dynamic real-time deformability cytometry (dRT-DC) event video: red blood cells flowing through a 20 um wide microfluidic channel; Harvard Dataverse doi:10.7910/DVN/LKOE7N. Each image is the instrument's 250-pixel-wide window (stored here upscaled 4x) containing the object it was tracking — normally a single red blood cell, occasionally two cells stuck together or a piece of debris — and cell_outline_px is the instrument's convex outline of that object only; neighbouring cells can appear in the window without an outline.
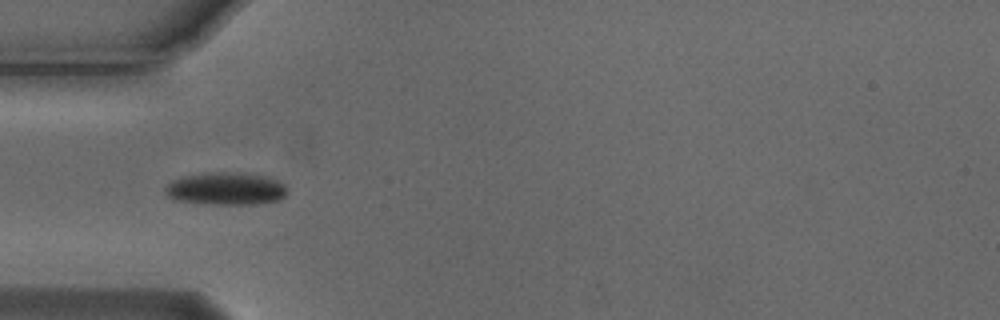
{"species": "Egyptian fruit bat (a non-hibernating species)", "species_latin": "Rousettus aegyptiacus", "temperature_condition": "cold", "stored_images_in_passage": 9, "camera_frame_rate_fps": 3000, "um_per_image_px": 0.085, "animal": {"sex": "male"}, "frame": {"image": 1, "passage_image": 6, "time_ms": 1.667, "image_size_px": [1000, 320], "cell_outline_px": [[288, 192], [280, 200], [256, 204], [212, 204], [176, 200], [168, 196], [164, 192], [164, 188], [172, 180], [180, 176], [204, 172], [244, 172], [264, 176], [276, 180], [284, 184], [288, 188]], "centroid_in_image_um": [19.2, 16.02], "position_along_channel_um": 65.8, "area_um2": 23.52}}
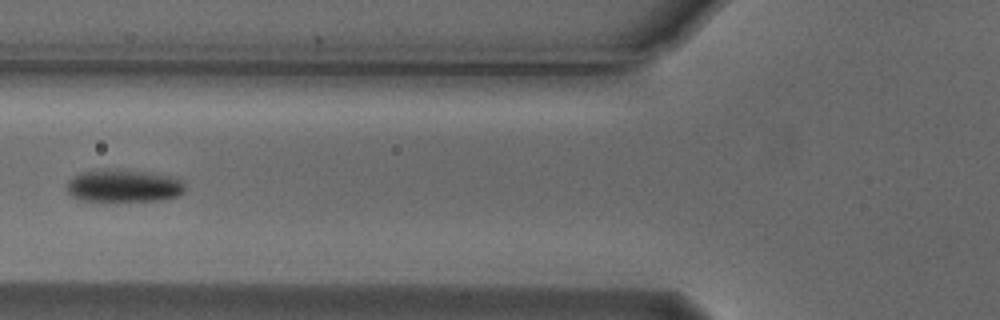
{"frame": {"image": 2, "passage_image": 7, "time_ms": 2.0, "image_size_px": [1000, 320], "cell_outline_px": [[184, 192], [176, 196], [164, 200], [80, 200], [72, 196], [68, 192], [68, 180], [72, 176], [80, 172], [96, 168], [116, 168], [152, 172], [172, 176], [180, 180], [184, 184]], "centroid_in_image_um": [10.49, 15.75], "position_along_channel_um": 115.3, "area_um2": 22.77}}